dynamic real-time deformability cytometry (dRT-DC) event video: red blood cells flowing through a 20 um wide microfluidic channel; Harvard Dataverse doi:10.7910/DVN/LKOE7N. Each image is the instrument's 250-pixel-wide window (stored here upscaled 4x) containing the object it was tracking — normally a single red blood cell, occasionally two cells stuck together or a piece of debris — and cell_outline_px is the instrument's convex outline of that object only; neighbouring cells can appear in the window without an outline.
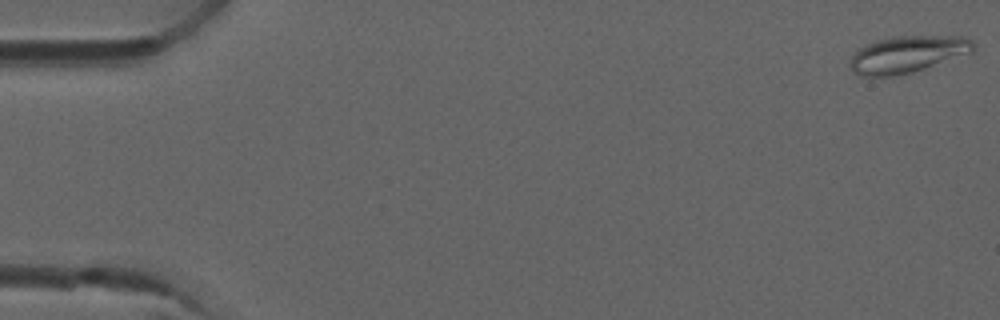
{"species": "common noctule bat (a hibernating species)", "species_latin": "Nyctalus noctula", "temperature_condition": "room temperature", "stored_images_in_passage": 6, "camera_frame_rate_fps": 3000, "um_per_image_px": 0.085, "animal": {"sex": "male", "forearm_length_mm": 52.5}, "frame": {"image": 1, "passage_image": 1, "time_ms": 0.0, "image_size_px": [1000, 320], "cell_outline_px": [[976, 48], [972, 52], [912, 72], [892, 76], [860, 76], [852, 68], [852, 56], [856, 48], [864, 44], [876, 40], [896, 36], [964, 36], [972, 40], [976, 44]], "centroid_in_image_um": [77.15, 4.59], "position_along_channel_um": 7.9, "area_um2": 26.36}}